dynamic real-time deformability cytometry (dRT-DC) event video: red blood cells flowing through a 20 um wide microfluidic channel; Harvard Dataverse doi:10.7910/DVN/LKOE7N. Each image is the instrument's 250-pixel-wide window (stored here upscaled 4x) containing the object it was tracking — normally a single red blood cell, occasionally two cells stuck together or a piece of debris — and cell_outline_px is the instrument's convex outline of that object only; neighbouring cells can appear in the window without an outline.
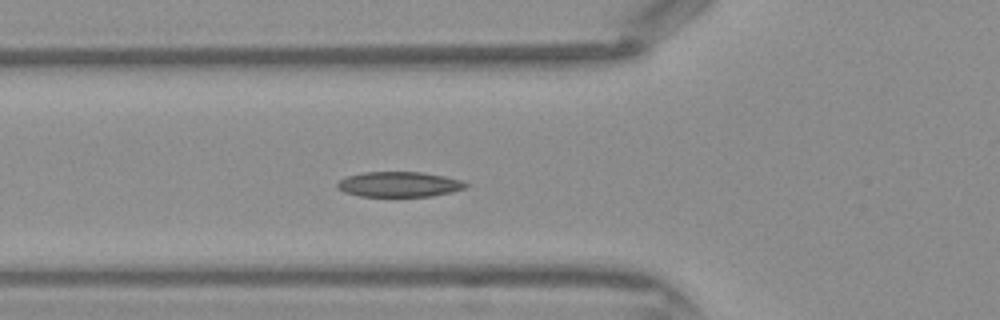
{"species": "Egyptian fruit bat (a non-hibernating species)", "species_latin": "Rousettus aegyptiacus", "temperature_condition": "warm", "stored_images_in_passage": 36, "camera_frame_rate_fps": 3000, "um_per_image_px": 0.085, "frame": {"image": 1, "passage_image": 7, "time_ms": 2.0, "image_size_px": [1000, 320], "cell_outline_px": [[468, 184], [464, 188], [452, 192], [432, 196], [360, 196], [344, 192], [336, 188], [336, 184], [340, 180], [348, 176], [364, 172], [420, 172], [444, 176], [460, 180]], "centroid_in_image_um": [33.9, 15.67], "position_along_channel_um": 91.9, "area_um2": 18.73}}
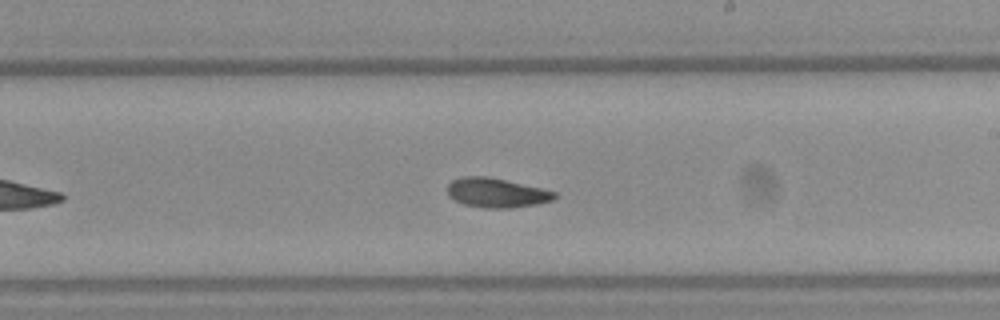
{"frame": {"image": 2, "passage_image": 17, "time_ms": 5.333, "image_size_px": [1000, 320], "cell_outline_px": [[560, 196], [552, 200], [536, 204], [512, 208], [488, 208], [464, 204], [448, 196], [448, 184], [452, 180], [464, 176], [488, 176], [540, 188], [556, 192]], "centroid_in_image_um": [42.21, 16.38], "position_along_channel_um": 246.8, "area_um2": 18.26}}
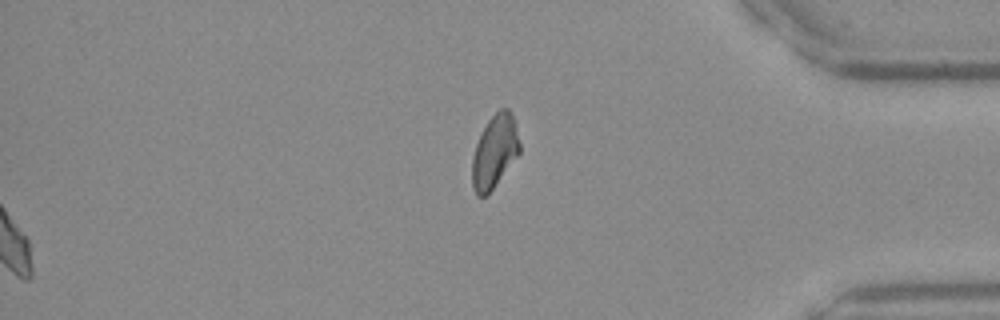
{"frame": {"image": 3, "passage_image": 36, "time_ms": 11.667, "image_size_px": [1000, 320], "cell_outline_px": [[520, 152], [492, 188], [484, 196], [476, 196], [472, 188], [472, 156], [476, 144], [488, 120], [500, 108], [508, 108], [512, 116], [520, 144]], "centroid_in_image_um": [42.02, 12.88], "position_along_channel_um": 393.2, "area_um2": 19.71}}